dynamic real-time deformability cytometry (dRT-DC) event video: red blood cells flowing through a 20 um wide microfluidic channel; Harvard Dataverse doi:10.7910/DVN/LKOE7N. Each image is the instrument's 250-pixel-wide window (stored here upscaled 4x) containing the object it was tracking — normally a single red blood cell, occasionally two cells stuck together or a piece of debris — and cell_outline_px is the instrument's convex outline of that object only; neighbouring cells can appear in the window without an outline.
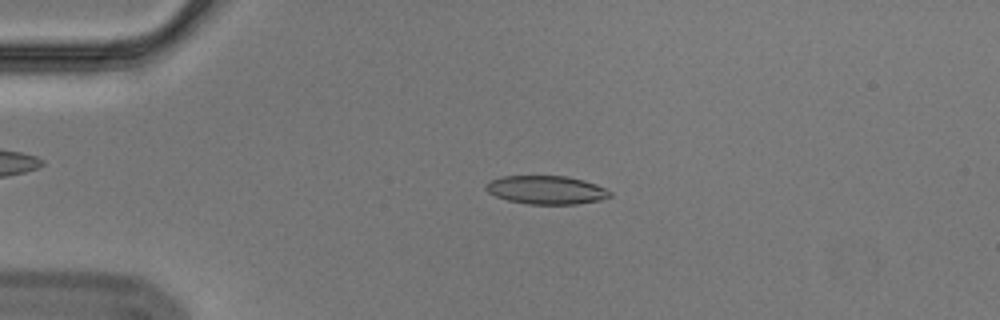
{"species": "Egyptian fruit bat (a non-hibernating species)", "species_latin": "Rousettus aegyptiacus", "temperature_condition": "cold", "stored_images_in_passage": 55, "camera_frame_rate_fps": 3000, "um_per_image_px": 0.085, "animal": {"sex": "male"}, "frame": {"image": 1, "passage_image": 12, "time_ms": 3.667, "image_size_px": [1000, 320], "cell_outline_px": [[612, 196], [600, 200], [576, 204], [528, 204], [508, 200], [496, 196], [488, 192], [484, 188], [484, 184], [488, 180], [500, 176], [568, 176], [584, 180], [596, 184], [612, 192]], "centroid_in_image_um": [46.41, 16.13], "position_along_channel_um": 38.6, "area_um2": 20.75}}
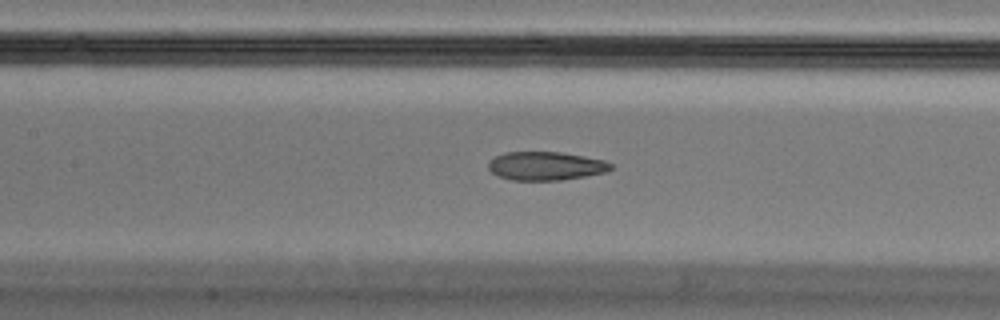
{"frame": {"image": 2, "passage_image": 25, "time_ms": 8.0, "image_size_px": [1000, 320], "cell_outline_px": [[612, 168], [608, 172], [560, 180], [512, 180], [500, 176], [492, 172], [488, 168], [488, 164], [496, 156], [504, 152], [560, 152], [584, 156], [604, 160], [612, 164]], "centroid_in_image_um": [46.41, 14.1], "position_along_channel_um": 161.0, "area_um2": 20.23}}
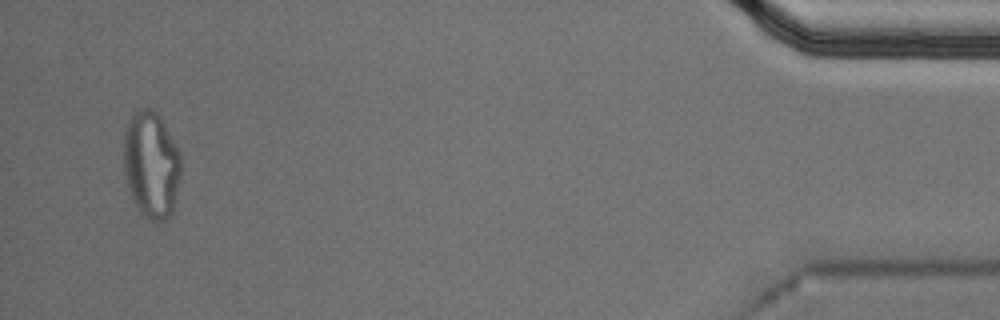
{"frame": {"image": 3, "passage_image": 53, "time_ms": 17.333, "image_size_px": [1000, 320], "cell_outline_px": [[180, 176], [172, 212], [164, 220], [148, 220], [140, 212], [132, 200], [128, 188], [124, 164], [124, 132], [132, 112], [140, 108], [152, 108], [160, 116], [180, 152]], "centroid_in_image_um": [12.85, 13.97], "position_along_channel_um": 422.4, "area_um2": 35.6}, "authors_computed_cell_mechanics": {"area_um2": 21.2126, "velocity_mm_per_s": 3.6021, "shape_relaxation_time_tau1_ms": null, "shape_relaxation_time_tau2_ms": 2.2637, "deformation_change_tau1": null, "deformation_change_tau2": 0.096}}